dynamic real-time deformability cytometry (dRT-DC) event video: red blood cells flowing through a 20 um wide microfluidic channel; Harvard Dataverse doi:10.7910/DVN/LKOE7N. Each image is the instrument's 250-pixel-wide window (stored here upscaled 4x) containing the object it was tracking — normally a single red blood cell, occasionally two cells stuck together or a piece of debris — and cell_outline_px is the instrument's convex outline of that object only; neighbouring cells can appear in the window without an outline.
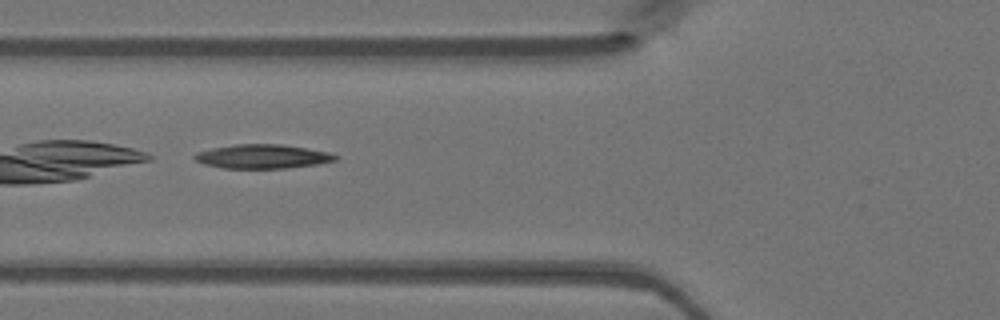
{"species": "Egyptian fruit bat (a non-hibernating species)", "species_latin": "Rousettus aegyptiacus", "temperature_condition": "warm", "stored_images_in_passage": 47, "camera_frame_rate_fps": 3000, "um_per_image_px": 0.085, "animal": {"sex": "female"}, "frame": {"image": 1, "passage_image": 19, "time_ms": 6.0, "image_size_px": [1000, 320], "cell_outline_px": [[340, 156], [336, 160], [316, 164], [288, 168], [224, 168], [204, 164], [196, 160], [192, 156], [196, 152], [212, 148], [236, 144], [280, 144], [328, 152]], "centroid_in_image_um": [22.29, 13.3], "position_along_channel_um": 103.5, "area_um2": 19.59}}
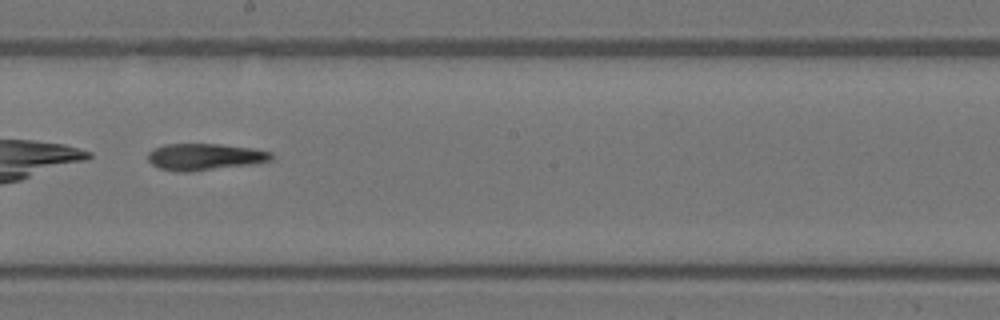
{"frame": {"image": 2, "passage_image": 28, "time_ms": 9.0, "image_size_px": [1000, 320], "cell_outline_px": [[272, 160], [256, 164], [188, 172], [180, 172], [160, 168], [152, 164], [148, 160], [148, 152], [164, 144], [220, 144], [252, 148], [272, 152]], "centroid_in_image_um": [17.43, 13.33], "position_along_channel_um": 230.8, "area_um2": 19.25}}
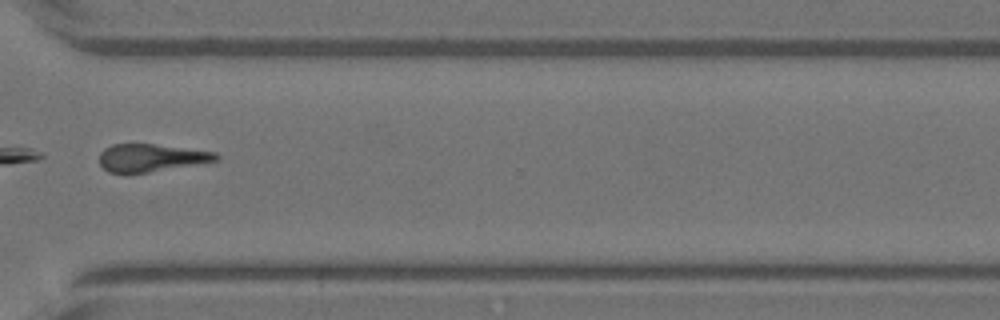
{"frame": {"image": 3, "passage_image": 37, "time_ms": 12.0, "image_size_px": [1000, 320], "cell_outline_px": [[220, 160], [128, 176], [124, 176], [108, 172], [100, 164], [100, 152], [104, 148], [112, 144], [152, 144], [216, 152], [220, 156]], "centroid_in_image_um": [12.79, 13.45], "position_along_channel_um": 357.8, "area_um2": 19.31}}